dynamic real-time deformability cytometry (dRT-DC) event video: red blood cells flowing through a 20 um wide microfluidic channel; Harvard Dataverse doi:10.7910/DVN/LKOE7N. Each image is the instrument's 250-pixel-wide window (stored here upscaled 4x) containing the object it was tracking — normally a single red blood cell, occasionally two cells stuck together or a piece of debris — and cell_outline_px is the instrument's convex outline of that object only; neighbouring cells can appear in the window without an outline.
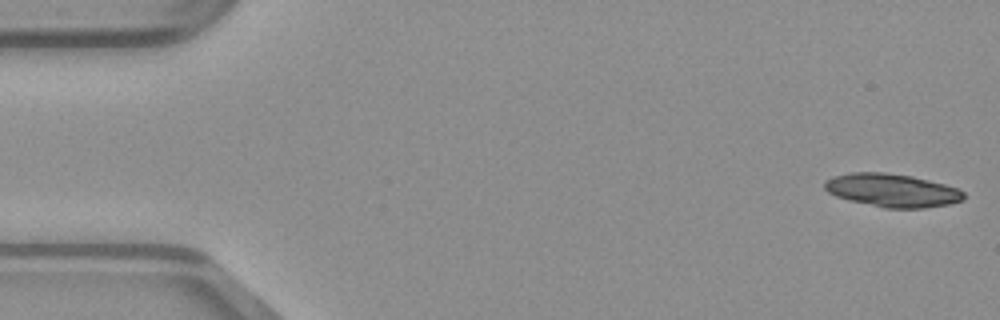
{"species": "common noctule bat (a hibernating species)", "species_latin": "Nyctalus noctula", "temperature_condition": "warm", "stored_images_in_passage": 49, "segment_of_instrument_passage": [1, 2], "camera_frame_rate_fps": 3000, "um_per_image_px": 0.085, "animal": {"sex": "male", "body_mass_g": 23.1, "forearm_length_mm": 52.7}, "frame": {"image": 1, "passage_image": 1, "time_ms": 0.0, "image_size_px": [1000, 320], "cell_outline_px": [[964, 200], [948, 204], [924, 208], [884, 208], [848, 200], [836, 196], [828, 192], [824, 188], [824, 180], [832, 176], [848, 172], [884, 172], [912, 176], [944, 184], [956, 188], [964, 192]], "centroid_in_image_um": [75.78, 16.17], "position_along_channel_um": 9.2, "area_um2": 27.05}}